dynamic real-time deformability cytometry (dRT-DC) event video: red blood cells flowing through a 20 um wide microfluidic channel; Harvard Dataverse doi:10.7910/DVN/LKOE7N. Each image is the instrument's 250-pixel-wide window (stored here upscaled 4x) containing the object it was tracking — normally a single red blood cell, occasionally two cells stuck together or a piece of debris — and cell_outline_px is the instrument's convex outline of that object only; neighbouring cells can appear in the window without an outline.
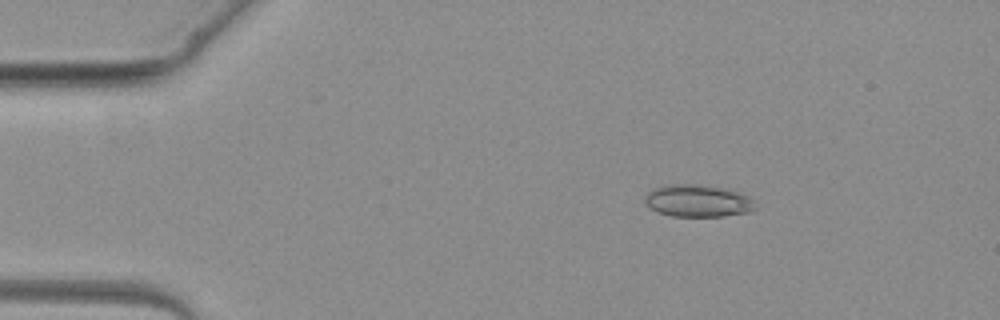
{"species": "common noctule bat (a hibernating species)", "species_latin": "Nyctalus noctula", "temperature_condition": "warm", "stored_images_in_passage": 3, "camera_frame_rate_fps": 3000, "um_per_image_px": 0.085, "animal": {"sex": "female", "body_mass_g": 19.3, "forearm_length_mm": 54.1}, "frame": {"image": 1, "passage_image": 1, "time_ms": 0.0, "image_size_px": [1000, 320], "cell_outline_px": [[756, 208], [748, 212], [724, 216], [672, 216], [660, 212], [644, 204], [644, 196], [652, 188], [668, 184], [696, 184], [720, 188], [736, 192], [748, 196], [752, 200]], "centroid_in_image_um": [59.26, 17.07], "position_along_channel_um": 25.7, "area_um2": 20.52}}
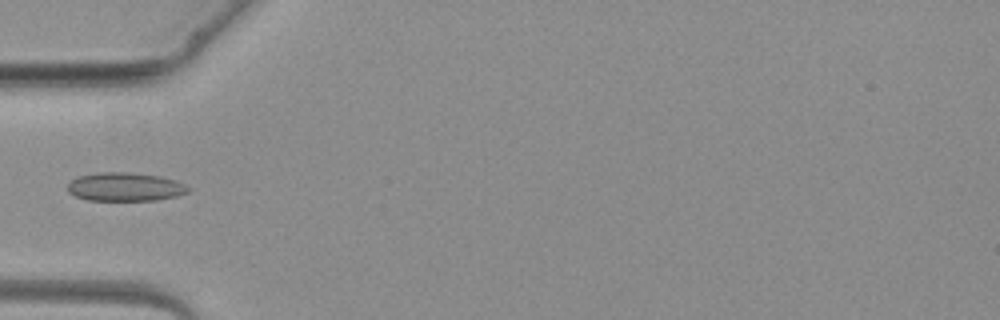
{"frame": {"image": 2, "passage_image": 3, "time_ms": 2.333, "image_size_px": [1000, 320], "cell_outline_px": [[192, 188], [188, 192], [176, 196], [156, 200], [88, 200], [76, 196], [68, 192], [68, 184], [76, 176], [96, 172], [132, 172], [160, 176], [184, 184]], "centroid_in_image_um": [10.62, 15.87], "position_along_channel_um": 74.4, "area_um2": 20.11}}